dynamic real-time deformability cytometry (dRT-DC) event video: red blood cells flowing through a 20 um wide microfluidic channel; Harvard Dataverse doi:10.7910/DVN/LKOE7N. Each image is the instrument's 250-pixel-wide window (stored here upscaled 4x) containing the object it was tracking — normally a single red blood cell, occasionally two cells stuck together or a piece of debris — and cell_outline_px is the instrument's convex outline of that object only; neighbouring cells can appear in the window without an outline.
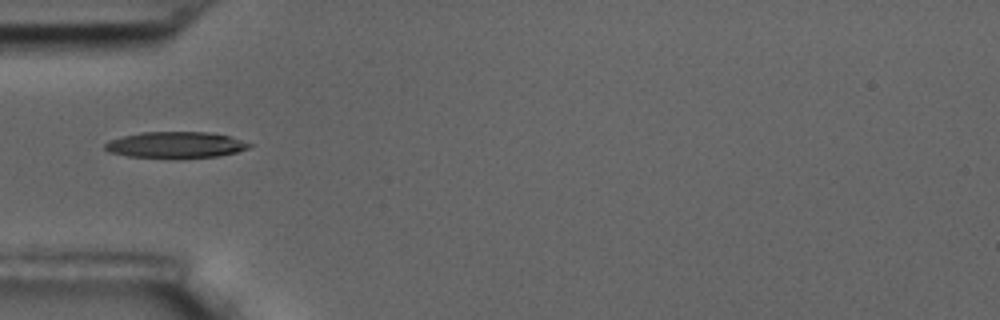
{"species": "common noctule bat (a hibernating species)", "species_latin": "Nyctalus noctula", "temperature_condition": "room temperature", "stored_images_in_passage": 9, "camera_frame_rate_fps": 3000, "um_per_image_px": 0.085, "animal": {"sex": "male", "body_mass_g": 17.5, "forearm_length_mm": 52.3}, "frame": {"image": 1, "passage_image": 3, "time_ms": 0.667, "image_size_px": [1000, 320], "cell_outline_px": [[252, 144], [248, 148], [236, 152], [220, 156], [128, 156], [108, 152], [104, 148], [104, 144], [108, 140], [140, 132], [208, 132], [228, 136]], "centroid_in_image_um": [14.88, 12.28], "position_along_channel_um": 70.1, "area_um2": 21.27}}
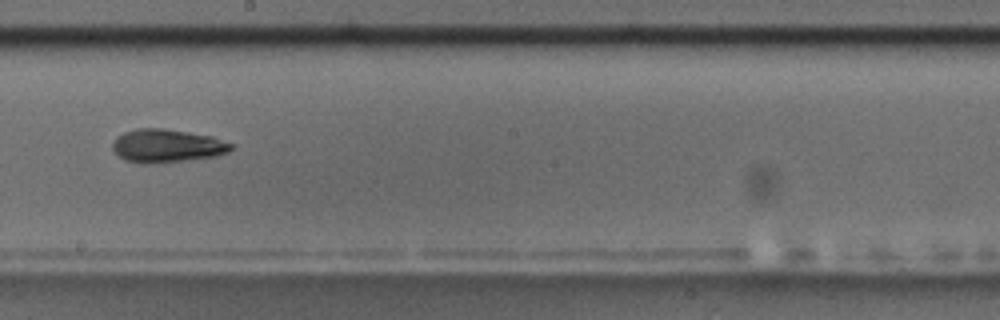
{"frame": {"image": 2, "passage_image": 7, "time_ms": 2.0, "image_size_px": [1000, 320], "cell_outline_px": [[236, 144], [228, 152], [216, 156], [184, 160], [148, 164], [144, 164], [128, 160], [120, 156], [112, 148], [112, 144], [116, 136], [124, 132], [136, 128], [164, 128], [212, 136]], "centroid_in_image_um": [14.21, 12.38], "position_along_channel_um": 234.0, "area_um2": 22.95}}
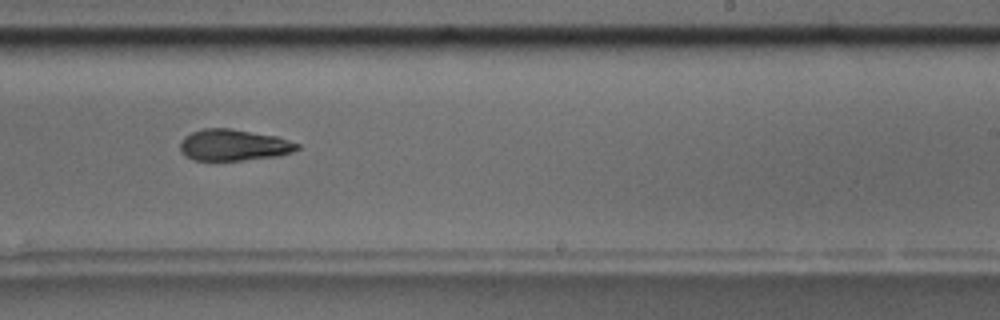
{"frame": {"image": 3, "passage_image": 8, "time_ms": 2.333, "image_size_px": [1000, 320], "cell_outline_px": [[300, 148], [292, 152], [280, 156], [244, 160], [192, 160], [184, 156], [180, 152], [180, 144], [184, 136], [192, 132], [204, 128], [228, 128], [276, 136], [300, 144]], "centroid_in_image_um": [19.85, 12.34], "position_along_channel_um": 269.2, "area_um2": 21.5}}